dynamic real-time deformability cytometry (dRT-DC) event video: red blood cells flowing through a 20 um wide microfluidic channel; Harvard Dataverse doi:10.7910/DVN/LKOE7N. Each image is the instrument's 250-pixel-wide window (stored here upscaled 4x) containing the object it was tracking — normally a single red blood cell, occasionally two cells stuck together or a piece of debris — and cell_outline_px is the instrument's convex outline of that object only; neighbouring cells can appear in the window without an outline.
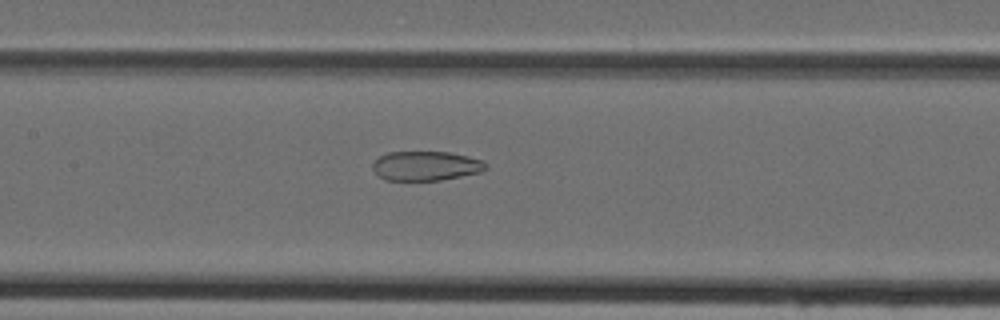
{"species": "Egyptian fruit bat (a non-hibernating species)", "species_latin": "Rousettus aegyptiacus", "temperature_condition": "cold", "stored_images_in_passage": 42, "camera_frame_rate_fps": 3000, "um_per_image_px": 0.085, "animal": {"sex": "female"}, "frame": {"image": 1, "passage_image": 18, "time_ms": 5.667, "image_size_px": [1000, 320], "cell_outline_px": [[488, 168], [480, 172], [440, 180], [384, 180], [372, 168], [372, 164], [380, 156], [388, 152], [448, 152], [468, 156], [484, 160], [488, 164]], "centroid_in_image_um": [36.23, 14.09], "position_along_channel_um": 171.2, "area_um2": 19.36}}
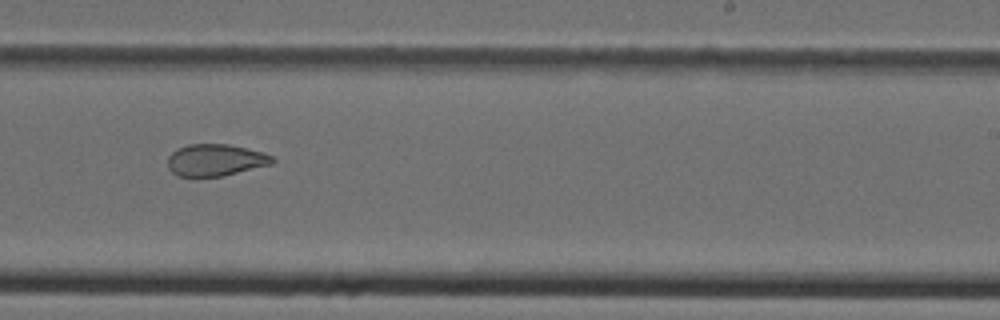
{"frame": {"image": 2, "passage_image": 25, "time_ms": 8.0, "image_size_px": [1000, 320], "cell_outline_px": [[276, 160], [272, 164], [224, 176], [176, 176], [168, 168], [168, 156], [172, 152], [188, 144], [228, 144], [260, 152], [272, 156]], "centroid_in_image_um": [18.3, 13.61], "position_along_channel_um": 270.7, "area_um2": 19.31}}
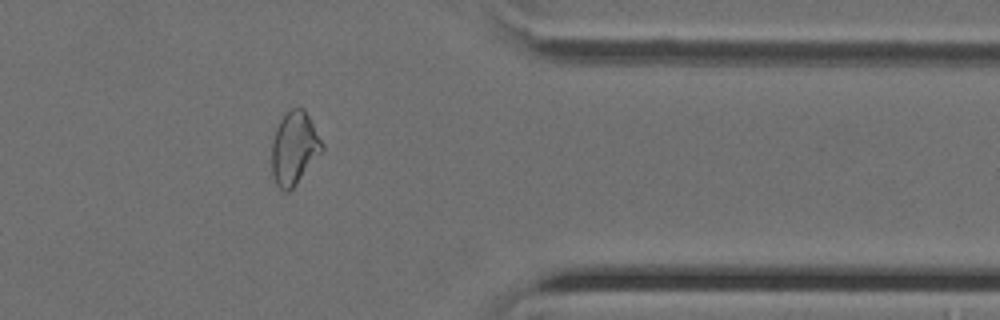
{"frame": {"image": 3, "passage_image": 34, "time_ms": 11.0, "image_size_px": [1000, 320], "cell_outline_px": [[324, 148], [296, 184], [288, 192], [284, 192], [276, 184], [272, 172], [272, 140], [276, 128], [280, 120], [292, 108], [304, 108], [324, 144]], "centroid_in_image_um": [25.01, 12.59], "position_along_channel_um": 386.4, "area_um2": 21.1}}